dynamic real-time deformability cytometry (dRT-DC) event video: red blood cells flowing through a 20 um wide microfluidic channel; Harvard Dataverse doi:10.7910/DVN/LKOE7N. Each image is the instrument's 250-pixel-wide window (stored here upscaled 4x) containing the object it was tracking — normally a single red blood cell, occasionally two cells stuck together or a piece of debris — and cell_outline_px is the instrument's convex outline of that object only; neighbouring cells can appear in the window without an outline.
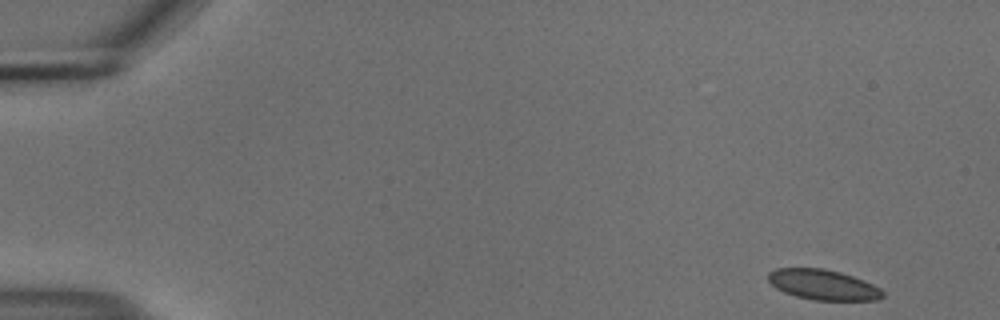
{"species": "common noctule bat (a hibernating species)", "species_latin": "Nyctalus noctula", "temperature_condition": "cold", "stored_images_in_passage": 52, "camera_frame_rate_fps": 3000, "um_per_image_px": 0.085, "animal": {"sex": "male", "body_mass_g": 18.8}, "frame": {"image": 1, "passage_image": 1, "time_ms": 0.0, "image_size_px": [1000, 320], "cell_outline_px": [[884, 296], [876, 300], [816, 300], [796, 296], [784, 292], [776, 288], [768, 280], [768, 272], [776, 268], [824, 268], [840, 272], [864, 280], [880, 288], [884, 292]], "centroid_in_image_um": [69.96, 24.19], "position_along_channel_um": 15.0, "area_um2": 20.17}}
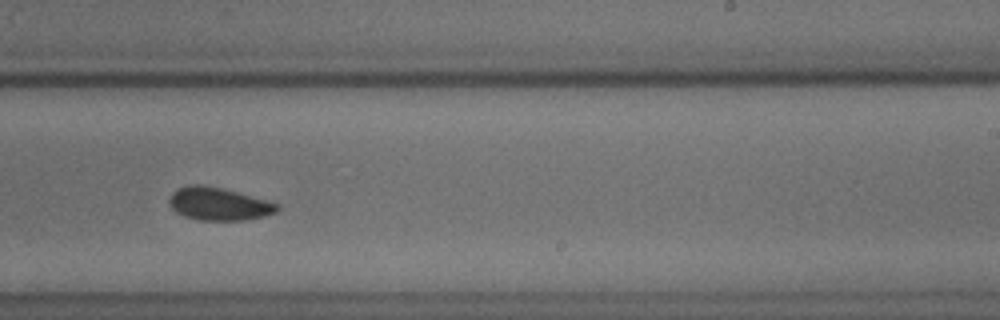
{"frame": {"image": 2, "passage_image": 32, "time_ms": 10.333, "image_size_px": [1000, 320], "cell_outline_px": [[280, 208], [276, 212], [264, 216], [244, 220], [196, 220], [184, 216], [176, 212], [172, 208], [168, 200], [172, 192], [176, 188], [188, 184], [200, 184], [220, 188], [236, 192], [280, 204]], "centroid_in_image_um": [18.55, 17.33], "position_along_channel_um": 270.4, "area_um2": 20.63}}
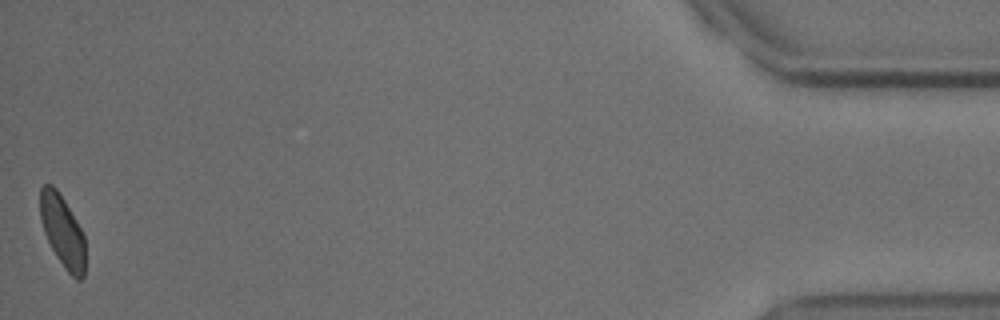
{"frame": {"image": 3, "passage_image": 52, "time_ms": 17.0, "image_size_px": [1000, 320], "cell_outline_px": [[84, 276], [80, 280], [76, 280], [64, 268], [56, 256], [44, 232], [40, 216], [40, 188], [44, 184], [52, 184], [56, 188], [64, 200], [76, 220], [84, 236]], "centroid_in_image_um": [5.3, 19.64], "position_along_channel_um": 429.9, "area_um2": 18.67}, "authors_computed_cell_mechanics": {"area_um2": 20.4323, "velocity_mm_per_s": 3.6836, "shape_relaxation_time_tau1_ms": 2.4914, "shape_relaxation_time_tau2_ms": 4.3932, "deformation_change_tau1": 0.067, "deformation_change_tau2": 0.0762}}